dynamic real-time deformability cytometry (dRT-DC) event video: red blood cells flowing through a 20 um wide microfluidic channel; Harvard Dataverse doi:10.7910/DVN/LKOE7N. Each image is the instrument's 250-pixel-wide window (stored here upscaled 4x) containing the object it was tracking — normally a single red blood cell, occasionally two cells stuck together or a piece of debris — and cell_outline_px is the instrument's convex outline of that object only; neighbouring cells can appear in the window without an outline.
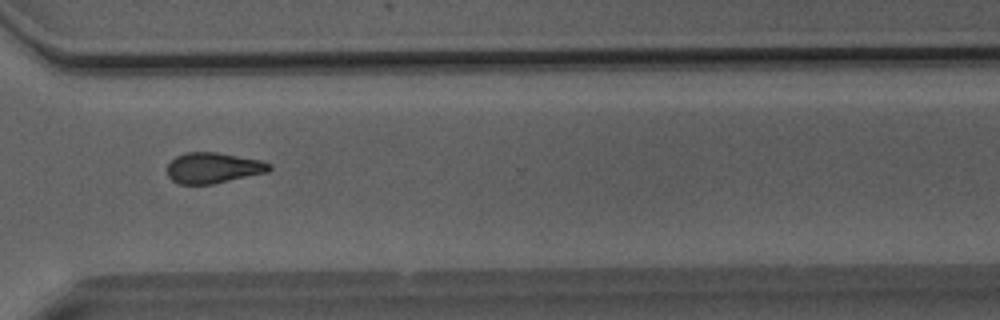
{"species": "Egyptian fruit bat (a non-hibernating species)", "species_latin": "Rousettus aegyptiacus", "temperature_condition": "room temperature", "stored_images_in_passage": 51, "camera_frame_rate_fps": 3000, "um_per_image_px": 0.085, "animal": {"sex": "male"}, "frame": {"image": 1, "passage_image": 38, "time_ms": 12.333, "image_size_px": [1000, 320], "cell_outline_px": [[272, 168], [268, 172], [212, 184], [180, 184], [172, 180], [168, 176], [168, 164], [176, 156], [184, 152], [216, 152], [260, 160], [272, 164]], "centroid_in_image_um": [18.13, 14.27], "position_along_channel_um": 352.5, "area_um2": 18.21}}
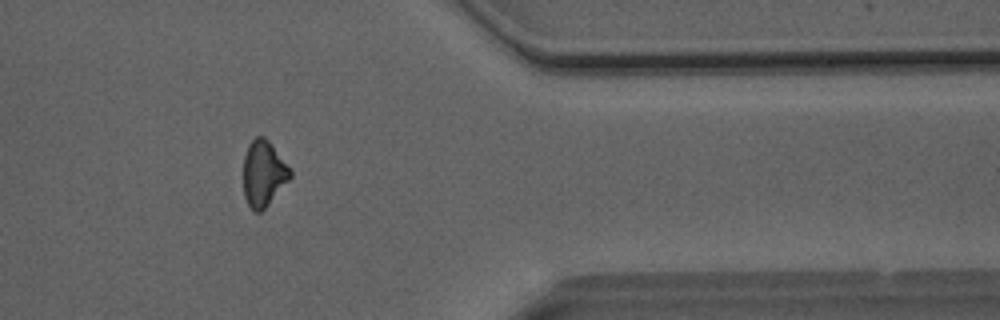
{"frame": {"image": 2, "passage_image": 42, "time_ms": 13.667, "image_size_px": [1000, 320], "cell_outline_px": [[292, 176], [268, 204], [260, 212], [252, 212], [244, 196], [244, 156], [248, 144], [256, 136], [264, 136], [268, 140], [292, 168]], "centroid_in_image_um": [22.41, 14.73], "position_along_channel_um": 389.0, "area_um2": 18.03}}
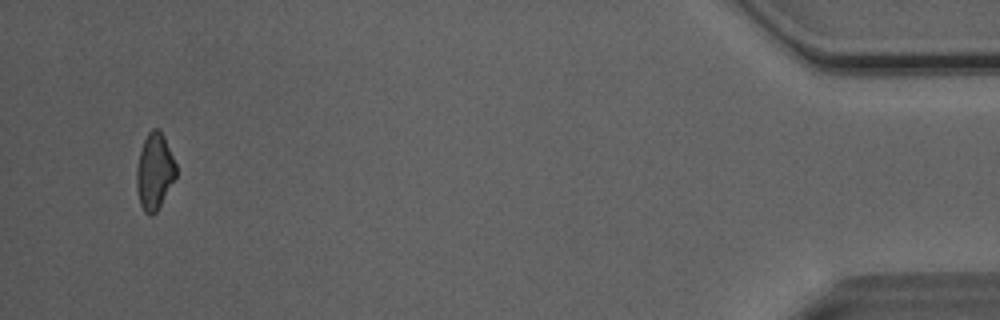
{"frame": {"image": 3, "passage_image": 49, "time_ms": 16.0, "image_size_px": [1000, 320], "cell_outline_px": [[176, 176], [156, 212], [152, 216], [144, 212], [140, 204], [136, 188], [136, 168], [140, 152], [144, 140], [148, 132], [152, 128], [156, 128], [164, 136], [176, 164]], "centroid_in_image_um": [13.12, 14.58], "position_along_channel_um": 422.1, "area_um2": 17.4}}